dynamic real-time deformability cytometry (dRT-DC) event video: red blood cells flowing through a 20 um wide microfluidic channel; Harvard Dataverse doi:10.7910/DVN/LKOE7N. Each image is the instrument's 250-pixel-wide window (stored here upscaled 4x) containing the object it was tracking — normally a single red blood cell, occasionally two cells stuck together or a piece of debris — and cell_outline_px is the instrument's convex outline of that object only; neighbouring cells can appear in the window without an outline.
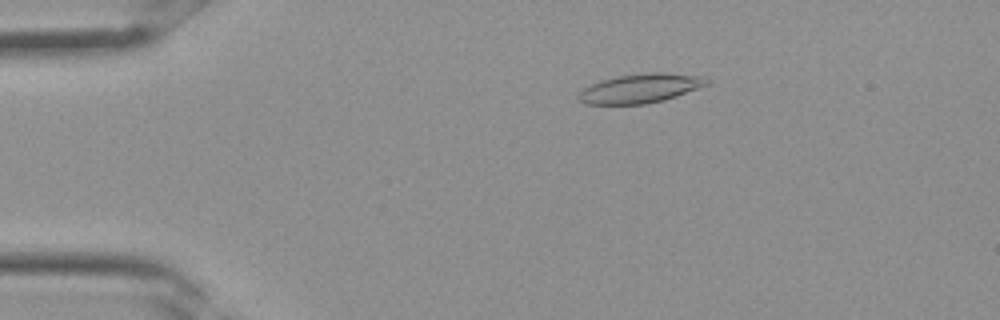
{"species": "Egyptian fruit bat (a non-hibernating species)", "species_latin": "Rousettus aegyptiacus", "temperature_condition": "room temperature", "stored_images_in_passage": 35, "camera_frame_rate_fps": 3000, "um_per_image_px": 0.085, "frame": {"image": 1, "passage_image": 7, "time_ms": 2.0, "image_size_px": [1000, 320], "cell_outline_px": [[708, 84], [676, 96], [664, 100], [644, 104], [584, 104], [576, 96], [584, 88], [600, 80], [616, 76], [644, 72], [668, 72], [704, 76], [708, 80]], "centroid_in_image_um": [54.42, 7.49], "position_along_channel_um": 30.6, "area_um2": 21.91}}
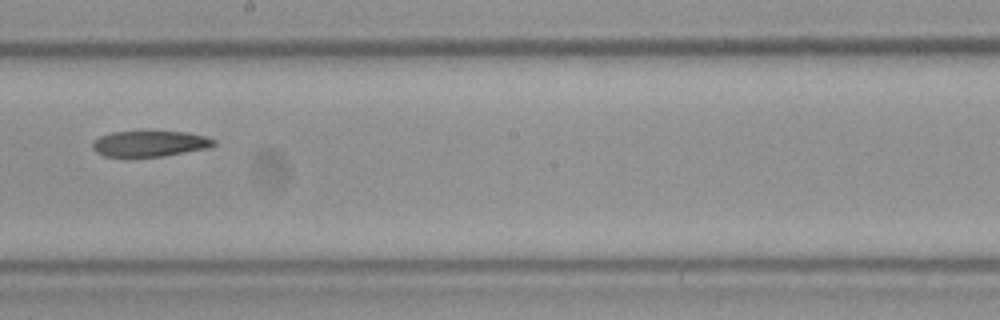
{"frame": {"image": 2, "passage_image": 20, "time_ms": 6.333, "image_size_px": [1000, 320], "cell_outline_px": [[216, 144], [212, 148], [164, 156], [104, 156], [96, 152], [92, 148], [92, 144], [100, 136], [112, 132], [140, 128], [188, 132], [204, 136], [216, 140]], "centroid_in_image_um": [12.78, 12.15], "position_along_channel_um": 235.4, "area_um2": 19.25}}
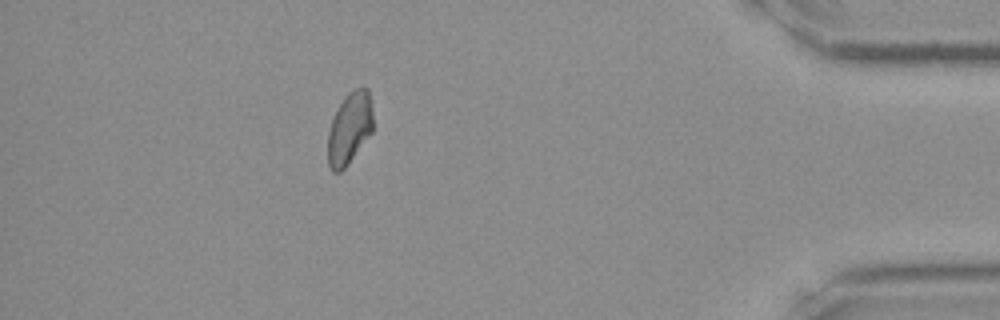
{"frame": {"image": 3, "passage_image": 31, "time_ms": 10.0, "image_size_px": [1000, 320], "cell_outline_px": [[372, 132], [344, 168], [340, 172], [332, 172], [328, 164], [328, 132], [336, 108], [344, 96], [352, 88], [368, 88], [372, 108]], "centroid_in_image_um": [29.7, 10.87], "position_along_channel_um": 405.5, "area_um2": 18.9}}